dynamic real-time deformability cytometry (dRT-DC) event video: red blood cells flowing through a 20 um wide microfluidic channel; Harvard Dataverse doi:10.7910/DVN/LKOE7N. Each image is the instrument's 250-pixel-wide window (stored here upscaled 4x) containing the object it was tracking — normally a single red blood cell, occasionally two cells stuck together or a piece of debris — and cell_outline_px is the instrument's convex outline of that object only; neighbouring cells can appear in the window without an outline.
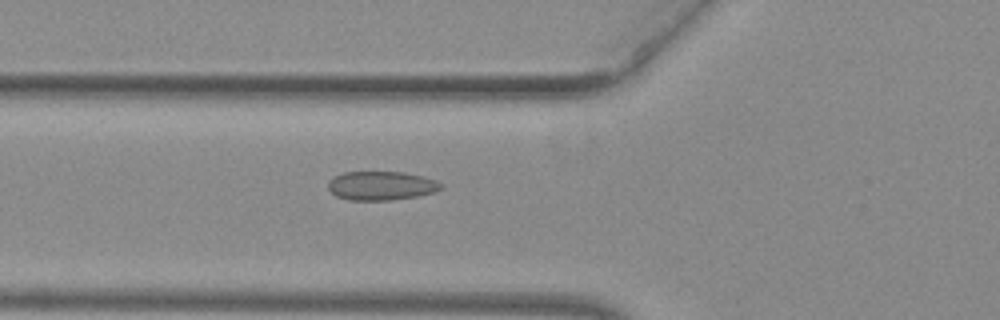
{"species": "common noctule bat (a hibernating species)", "species_latin": "Nyctalus noctula", "temperature_condition": "warm", "stored_images_in_passage": 53, "camera_frame_rate_fps": 3000, "um_per_image_px": 0.085, "animal": {"sex": "female", "body_mass_g": 29.2, "forearm_length_mm": 56.3}, "frame": {"image": 1, "passage_image": 20, "time_ms": 6.333, "image_size_px": [1000, 320], "cell_outline_px": [[444, 188], [436, 192], [416, 196], [392, 200], [348, 200], [336, 196], [328, 188], [328, 180], [332, 176], [344, 172], [404, 172], [424, 176], [436, 180], [444, 184]], "centroid_in_image_um": [32.43, 15.78], "position_along_channel_um": 93.4, "area_um2": 19.31}}
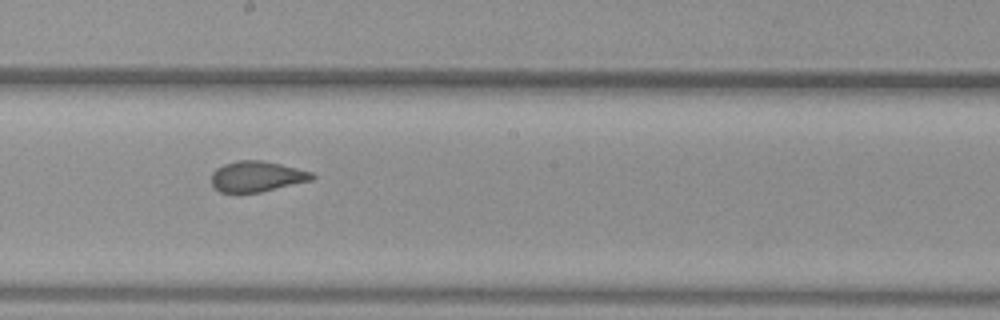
{"frame": {"image": 2, "passage_image": 30, "time_ms": 9.667, "image_size_px": [1000, 320], "cell_outline_px": [[316, 176], [312, 180], [260, 192], [236, 196], [220, 192], [212, 184], [212, 172], [216, 168], [224, 164], [236, 160], [260, 160], [280, 164], [312, 172]], "centroid_in_image_um": [21.78, 15.03], "position_along_channel_um": 226.4, "area_um2": 18.38}}
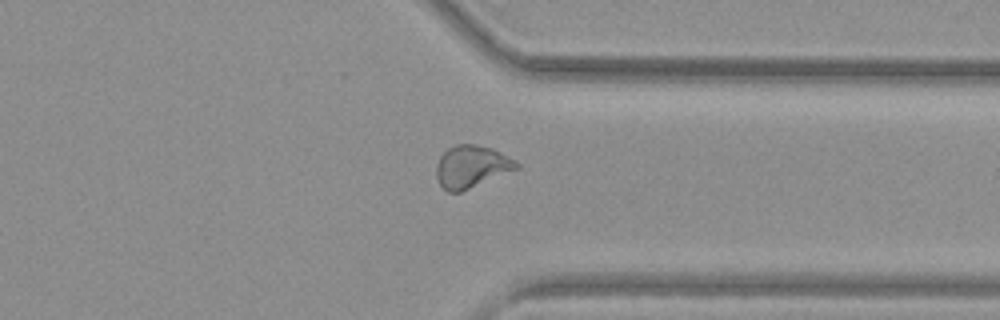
{"frame": {"image": 3, "passage_image": 41, "time_ms": 13.333, "image_size_px": [1000, 320], "cell_outline_px": [[520, 168], [460, 192], [448, 192], [440, 184], [436, 176], [436, 164], [440, 156], [448, 148], [456, 144], [476, 144], [492, 148], [520, 164]], "centroid_in_image_um": [40.06, 14.16], "position_along_channel_um": 371.3, "area_um2": 19.65}, "authors_computed_cell_mechanics": {"area_um2": 19.8832, "velocity_mm_per_s": 3.9754, "shape_relaxation_time_tau1_ms": null, "shape_relaxation_time_tau2_ms": 0.8315, "deformation_change_tau1": null, "deformation_change_tau2": 0.0583}}